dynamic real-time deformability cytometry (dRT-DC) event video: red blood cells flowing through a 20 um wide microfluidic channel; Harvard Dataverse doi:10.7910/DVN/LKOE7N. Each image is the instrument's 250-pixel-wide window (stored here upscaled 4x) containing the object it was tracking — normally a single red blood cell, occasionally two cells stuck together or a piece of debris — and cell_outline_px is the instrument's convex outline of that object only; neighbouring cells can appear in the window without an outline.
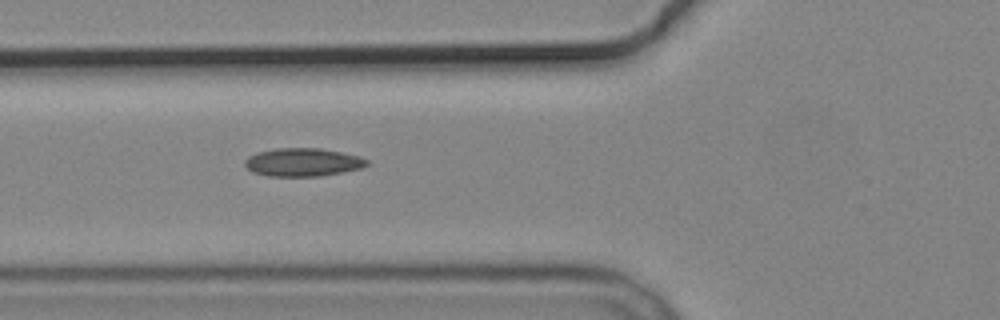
{"species": "common noctule bat (a hibernating species)", "species_latin": "Nyctalus noctula", "temperature_condition": "cold", "stored_images_in_passage": 6, "camera_frame_rate_fps": 3000, "um_per_image_px": 0.085, "animal": {"sex": "male", "body_mass_g": 19.2, "forearm_length_mm": 51.8}, "frame": {"image": 1, "passage_image": 6, "time_ms": 6.667, "image_size_px": [1000, 320], "cell_outline_px": [[368, 164], [360, 168], [320, 176], [268, 176], [252, 172], [244, 164], [244, 160], [248, 156], [256, 152], [276, 148], [320, 148], [360, 156], [368, 160]], "centroid_in_image_um": [25.69, 13.78], "position_along_channel_um": 100.1, "area_um2": 20.0}}